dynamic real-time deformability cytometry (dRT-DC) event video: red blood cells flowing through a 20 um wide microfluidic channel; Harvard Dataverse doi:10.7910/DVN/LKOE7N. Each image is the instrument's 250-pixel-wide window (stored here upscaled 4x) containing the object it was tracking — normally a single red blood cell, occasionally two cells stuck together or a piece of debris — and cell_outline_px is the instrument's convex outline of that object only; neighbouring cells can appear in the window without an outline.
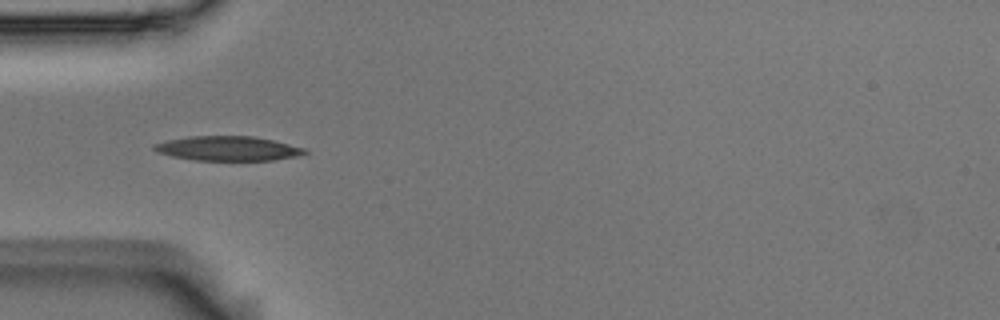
{"species": "Egyptian fruit bat (a non-hibernating species)", "species_latin": "Rousettus aegyptiacus", "temperature_condition": "room temperature", "stored_images_in_passage": 47, "camera_frame_rate_fps": 3000, "um_per_image_px": 0.085, "animal": {"sex": "male"}, "frame": {"image": 1, "passage_image": 10, "time_ms": 3.0, "image_size_px": [1000, 320], "cell_outline_px": [[308, 152], [300, 156], [272, 160], [196, 160], [172, 156], [156, 152], [152, 148], [152, 144], [168, 140], [188, 136], [256, 136], [304, 148]], "centroid_in_image_um": [19.35, 12.61], "position_along_channel_um": 65.7, "area_um2": 21.5}}
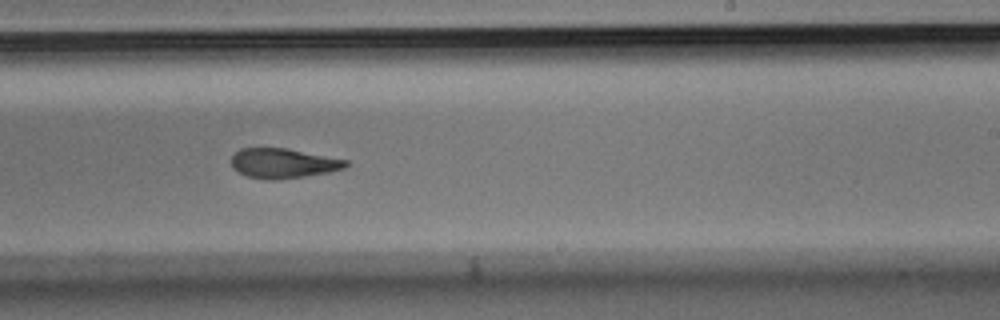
{"frame": {"image": 2, "passage_image": 26, "time_ms": 8.333, "image_size_px": [1000, 320], "cell_outline_px": [[348, 164], [344, 168], [328, 172], [304, 176], [272, 180], [264, 180], [248, 176], [232, 168], [232, 156], [240, 148], [288, 148], [348, 160]], "centroid_in_image_um": [24.06, 13.87], "position_along_channel_um": 264.9, "area_um2": 19.77}}
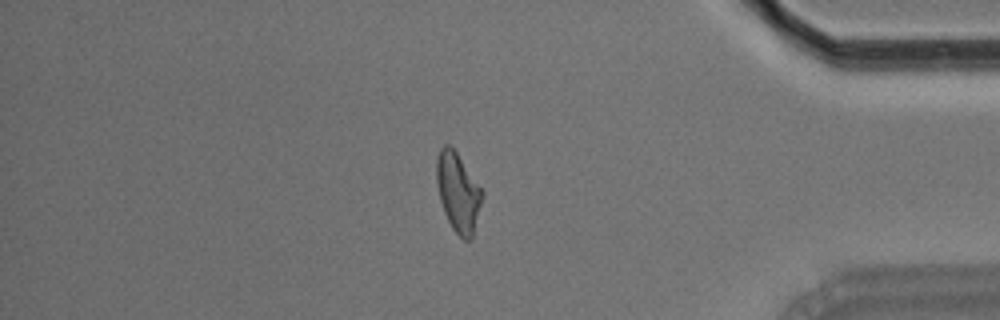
{"frame": {"image": 3, "passage_image": 39, "time_ms": 12.667, "image_size_px": [1000, 320], "cell_outline_px": [[484, 192], [472, 240], [464, 240], [452, 228], [444, 212], [440, 200], [436, 180], [436, 160], [440, 148], [444, 144], [448, 144], [456, 152]], "centroid_in_image_um": [38.93, 16.36], "position_along_channel_um": 396.3, "area_um2": 20.87}, "authors_computed_cell_mechanics": {"area_um2": 20.7502, "velocity_mm_per_s": 3.7307, "shape_relaxation_time_tau1_ms": 4.2015, "shape_relaxation_time_tau2_ms": 3.3956, "deformation_change_tau1": 0.1683, "deformation_change_tau2": 0.1198}}